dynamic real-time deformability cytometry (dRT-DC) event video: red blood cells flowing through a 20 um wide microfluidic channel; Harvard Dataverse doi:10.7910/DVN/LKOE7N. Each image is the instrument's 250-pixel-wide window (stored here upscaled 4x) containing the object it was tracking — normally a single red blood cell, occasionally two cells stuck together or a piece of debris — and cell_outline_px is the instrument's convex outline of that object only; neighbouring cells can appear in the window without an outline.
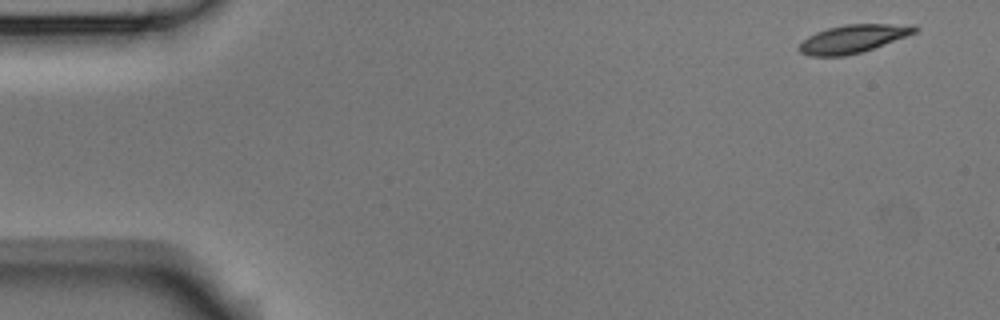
{"species": "Egyptian fruit bat (a non-hibernating species)", "species_latin": "Rousettus aegyptiacus", "temperature_condition": "room temperature", "stored_images_in_passage": 4, "segment_of_instrument_passage": [2, 2], "camera_frame_rate_fps": 3000, "um_per_image_px": 0.085, "animal": {"sex": "male"}, "frame": {"image": 1, "passage_image": 4, "time_ms": 1.0, "image_size_px": [1000, 320], "cell_outline_px": [[920, 28], [916, 32], [872, 48], [860, 52], [844, 56], [808, 56], [800, 52], [796, 48], [808, 36], [816, 32], [828, 28], [844, 24], [916, 24]], "centroid_in_image_um": [72.49, 3.28], "position_along_channel_um": 12.5, "area_um2": 18.84}}